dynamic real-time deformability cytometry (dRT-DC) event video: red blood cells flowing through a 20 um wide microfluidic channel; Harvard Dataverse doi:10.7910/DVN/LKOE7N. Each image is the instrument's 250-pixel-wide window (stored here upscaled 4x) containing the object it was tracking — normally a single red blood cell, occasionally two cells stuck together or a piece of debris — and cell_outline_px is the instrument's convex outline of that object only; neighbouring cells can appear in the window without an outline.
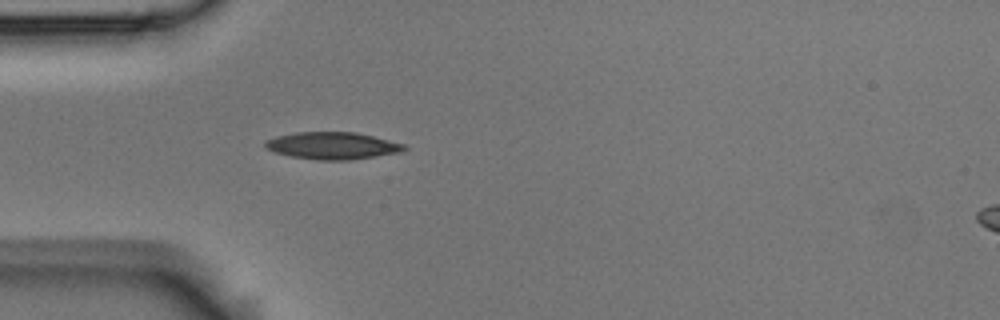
{"species": "Egyptian fruit bat (a non-hibernating species)", "species_latin": "Rousettus aegyptiacus", "temperature_condition": "room temperature", "stored_images_in_passage": 2, "camera_frame_rate_fps": 3000, "um_per_image_px": 0.085, "animal": {"sex": "male"}, "frame": {"image": 1, "passage_image": 2, "time_ms": 0.333, "image_size_px": [1000, 320], "cell_outline_px": [[408, 148], [404, 152], [348, 160], [316, 160], [292, 156], [276, 152], [264, 148], [264, 140], [276, 136], [296, 132], [356, 132], [404, 144]], "centroid_in_image_um": [28.25, 12.38], "position_along_channel_um": 56.7, "area_um2": 22.02}}